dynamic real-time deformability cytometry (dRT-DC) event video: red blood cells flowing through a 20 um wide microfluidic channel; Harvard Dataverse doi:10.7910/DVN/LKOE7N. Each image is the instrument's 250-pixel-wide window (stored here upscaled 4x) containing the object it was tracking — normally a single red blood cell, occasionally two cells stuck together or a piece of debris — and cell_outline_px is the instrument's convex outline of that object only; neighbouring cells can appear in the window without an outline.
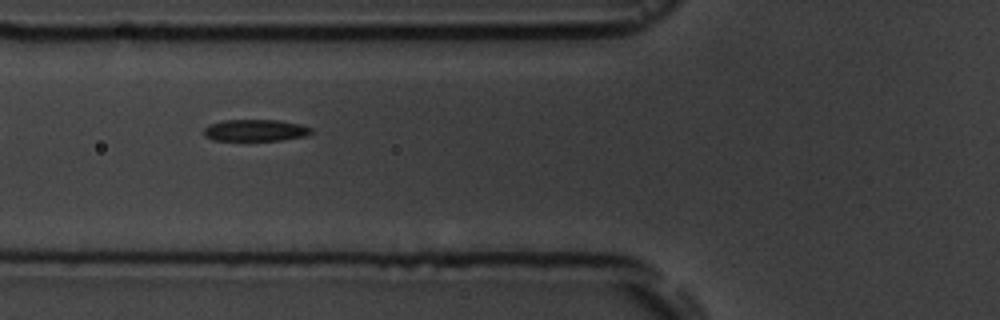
{"species": "common noctule bat (a hibernating species)", "species_latin": "Nyctalus noctula", "temperature_condition": "room temperature", "stored_images_in_passage": 5, "camera_frame_rate_fps": 3000, "um_per_image_px": 0.085, "animal": {"sex": "male", "body_mass_g": 19.5, "forearm_length_mm": 54.6}, "frame": {"image": 1, "passage_image": 4, "time_ms": 3.333, "image_size_px": [1000, 320], "cell_outline_px": [[312, 132], [304, 136], [280, 140], [212, 140], [204, 136], [204, 128], [208, 124], [224, 120], [276, 120], [300, 124], [312, 128]], "centroid_in_image_um": [21.66, 11.07], "position_along_channel_um": 104.1, "area_um2": 13.53}}
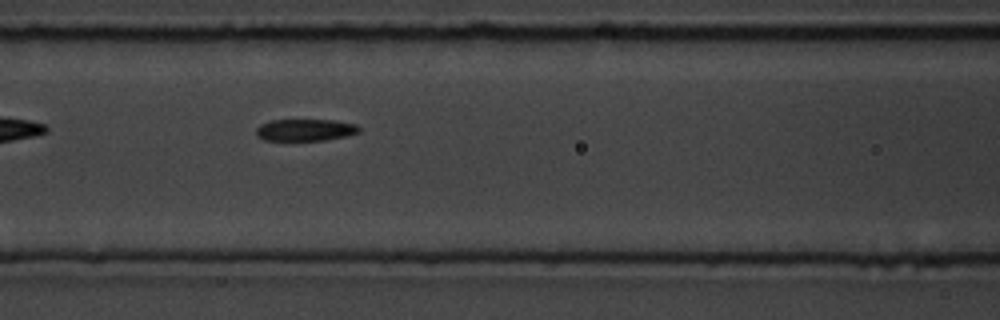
{"frame": {"image": 2, "passage_image": 5, "time_ms": 4.333, "image_size_px": [1000, 320], "cell_outline_px": [[360, 132], [344, 136], [324, 140], [264, 140], [256, 136], [256, 128], [260, 124], [272, 120], [336, 120], [356, 124], [360, 128]], "centroid_in_image_um": [25.93, 11.04], "position_along_channel_um": 140.7, "area_um2": 13.12}}